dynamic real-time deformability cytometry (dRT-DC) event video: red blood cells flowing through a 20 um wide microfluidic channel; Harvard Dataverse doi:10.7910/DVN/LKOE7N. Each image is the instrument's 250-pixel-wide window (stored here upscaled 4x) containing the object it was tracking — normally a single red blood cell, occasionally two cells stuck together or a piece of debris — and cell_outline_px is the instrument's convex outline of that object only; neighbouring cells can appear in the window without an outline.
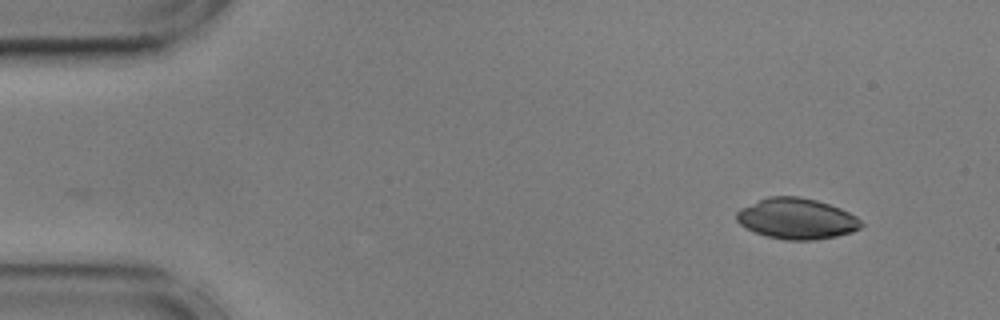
{"species": "common noctule bat (a hibernating species)", "species_latin": "Nyctalus noctula", "temperature_condition": "cold", "stored_images_in_passage": 51, "camera_frame_rate_fps": 3000, "um_per_image_px": 0.085, "animal": {"sex": "male", "body_mass_g": 17.9, "forearm_length_mm": 54.2}, "frame": {"image": 1, "passage_image": 1, "time_ms": 0.0, "image_size_px": [1000, 320], "cell_outline_px": [[864, 224], [860, 228], [852, 232], [836, 236], [816, 240], [784, 240], [768, 236], [756, 232], [740, 224], [736, 220], [736, 212], [740, 208], [768, 196], [796, 196], [816, 200], [840, 208], [856, 216]], "centroid_in_image_um": [67.72, 18.59], "position_along_channel_um": 17.3, "area_um2": 29.54}}
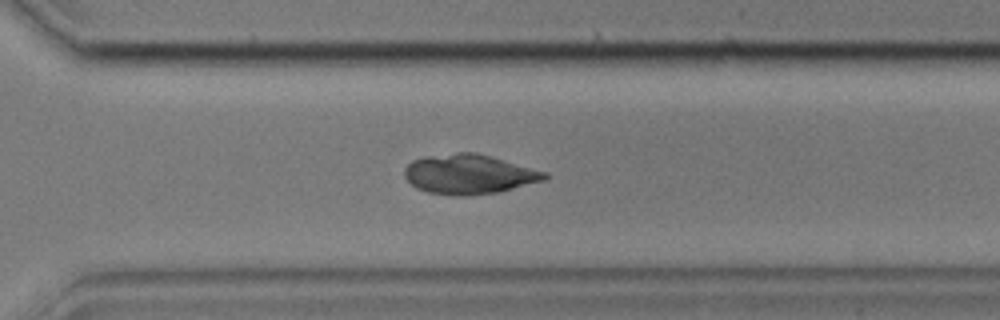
{"frame": {"image": 2, "passage_image": 35, "time_ms": 11.333, "image_size_px": [1000, 320], "cell_outline_px": [[548, 180], [500, 192], [464, 196], [456, 196], [428, 192], [416, 188], [404, 176], [404, 168], [412, 160], [424, 156], [456, 152], [476, 152], [548, 172]], "centroid_in_image_um": [39.9, 14.81], "position_along_channel_um": 330.7, "area_um2": 32.77}}
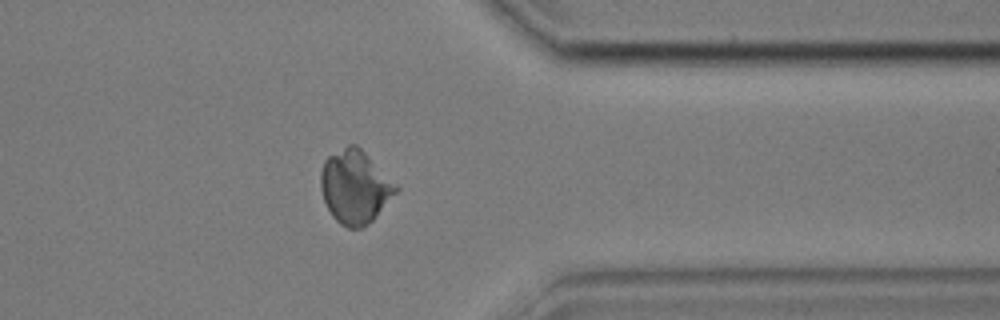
{"frame": {"image": 3, "passage_image": 40, "time_ms": 13.0, "image_size_px": [1000, 320], "cell_outline_px": [[400, 188], [376, 216], [364, 228], [348, 228], [340, 224], [332, 216], [324, 200], [320, 188], [320, 172], [324, 160], [328, 156], [348, 144], [356, 144]], "centroid_in_image_um": [30.14, 15.89], "position_along_channel_um": 381.3, "area_um2": 31.91}}